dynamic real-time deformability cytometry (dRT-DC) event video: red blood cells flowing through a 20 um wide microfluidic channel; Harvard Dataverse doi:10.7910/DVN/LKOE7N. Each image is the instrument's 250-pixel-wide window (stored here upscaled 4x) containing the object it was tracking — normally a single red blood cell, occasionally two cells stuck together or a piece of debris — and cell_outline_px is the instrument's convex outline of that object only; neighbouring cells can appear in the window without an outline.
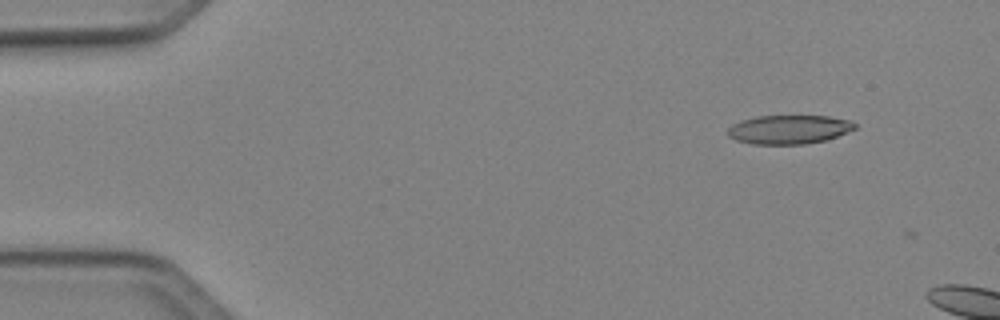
{"species": "Egyptian fruit bat (a non-hibernating species)", "species_latin": "Rousettus aegyptiacus", "temperature_condition": "cold", "stored_images_in_passage": 4, "camera_frame_rate_fps": 3000, "um_per_image_px": 0.085, "animal": {"sex": "female"}, "frame": {"image": 1, "passage_image": 2, "time_ms": 0.333, "image_size_px": [1000, 320], "cell_outline_px": [[856, 128], [828, 140], [804, 144], [752, 144], [736, 140], [728, 136], [728, 128], [732, 124], [740, 120], [756, 116], [828, 116], [852, 120], [856, 124]], "centroid_in_image_um": [67.07, 11.0], "position_along_channel_um": 17.9, "area_um2": 21.56}}